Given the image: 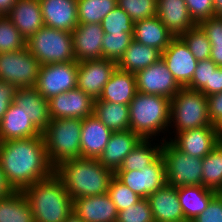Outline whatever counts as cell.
<instances>
[{
	"mask_svg": "<svg viewBox=\"0 0 222 222\" xmlns=\"http://www.w3.org/2000/svg\"><path fill=\"white\" fill-rule=\"evenodd\" d=\"M202 186L218 193L222 190V144L218 143L202 161Z\"/></svg>",
	"mask_w": 222,
	"mask_h": 222,
	"instance_id": "obj_34",
	"label": "cell"
},
{
	"mask_svg": "<svg viewBox=\"0 0 222 222\" xmlns=\"http://www.w3.org/2000/svg\"><path fill=\"white\" fill-rule=\"evenodd\" d=\"M0 166L14 191H22L55 172L43 135L0 142Z\"/></svg>",
	"mask_w": 222,
	"mask_h": 222,
	"instance_id": "obj_1",
	"label": "cell"
},
{
	"mask_svg": "<svg viewBox=\"0 0 222 222\" xmlns=\"http://www.w3.org/2000/svg\"><path fill=\"white\" fill-rule=\"evenodd\" d=\"M73 212L84 222H117L118 211L106 193L73 199Z\"/></svg>",
	"mask_w": 222,
	"mask_h": 222,
	"instance_id": "obj_19",
	"label": "cell"
},
{
	"mask_svg": "<svg viewBox=\"0 0 222 222\" xmlns=\"http://www.w3.org/2000/svg\"><path fill=\"white\" fill-rule=\"evenodd\" d=\"M191 18L196 24L214 17L213 0H185Z\"/></svg>",
	"mask_w": 222,
	"mask_h": 222,
	"instance_id": "obj_45",
	"label": "cell"
},
{
	"mask_svg": "<svg viewBox=\"0 0 222 222\" xmlns=\"http://www.w3.org/2000/svg\"><path fill=\"white\" fill-rule=\"evenodd\" d=\"M117 7V0H77L78 24L101 23Z\"/></svg>",
	"mask_w": 222,
	"mask_h": 222,
	"instance_id": "obj_35",
	"label": "cell"
},
{
	"mask_svg": "<svg viewBox=\"0 0 222 222\" xmlns=\"http://www.w3.org/2000/svg\"><path fill=\"white\" fill-rule=\"evenodd\" d=\"M162 59L181 87H186L192 80L197 66V59L180 37H174L162 52Z\"/></svg>",
	"mask_w": 222,
	"mask_h": 222,
	"instance_id": "obj_15",
	"label": "cell"
},
{
	"mask_svg": "<svg viewBox=\"0 0 222 222\" xmlns=\"http://www.w3.org/2000/svg\"><path fill=\"white\" fill-rule=\"evenodd\" d=\"M114 176L141 198H147L166 184L165 165L161 155L146 168L116 171Z\"/></svg>",
	"mask_w": 222,
	"mask_h": 222,
	"instance_id": "obj_11",
	"label": "cell"
},
{
	"mask_svg": "<svg viewBox=\"0 0 222 222\" xmlns=\"http://www.w3.org/2000/svg\"><path fill=\"white\" fill-rule=\"evenodd\" d=\"M163 139L161 156L165 165L166 184L175 188L181 186H202V158L193 157L178 150L170 141Z\"/></svg>",
	"mask_w": 222,
	"mask_h": 222,
	"instance_id": "obj_8",
	"label": "cell"
},
{
	"mask_svg": "<svg viewBox=\"0 0 222 222\" xmlns=\"http://www.w3.org/2000/svg\"><path fill=\"white\" fill-rule=\"evenodd\" d=\"M26 47L41 65L75 61L72 33L64 30L44 26L26 41Z\"/></svg>",
	"mask_w": 222,
	"mask_h": 222,
	"instance_id": "obj_7",
	"label": "cell"
},
{
	"mask_svg": "<svg viewBox=\"0 0 222 222\" xmlns=\"http://www.w3.org/2000/svg\"><path fill=\"white\" fill-rule=\"evenodd\" d=\"M107 194L115 204L118 212L125 210L142 199L115 176L110 181Z\"/></svg>",
	"mask_w": 222,
	"mask_h": 222,
	"instance_id": "obj_42",
	"label": "cell"
},
{
	"mask_svg": "<svg viewBox=\"0 0 222 222\" xmlns=\"http://www.w3.org/2000/svg\"><path fill=\"white\" fill-rule=\"evenodd\" d=\"M0 222H35L30 205L22 191L0 198Z\"/></svg>",
	"mask_w": 222,
	"mask_h": 222,
	"instance_id": "obj_33",
	"label": "cell"
},
{
	"mask_svg": "<svg viewBox=\"0 0 222 222\" xmlns=\"http://www.w3.org/2000/svg\"><path fill=\"white\" fill-rule=\"evenodd\" d=\"M137 91L171 99L182 87L161 58L149 67L135 73Z\"/></svg>",
	"mask_w": 222,
	"mask_h": 222,
	"instance_id": "obj_12",
	"label": "cell"
},
{
	"mask_svg": "<svg viewBox=\"0 0 222 222\" xmlns=\"http://www.w3.org/2000/svg\"><path fill=\"white\" fill-rule=\"evenodd\" d=\"M209 117L213 126L222 122V92L207 96Z\"/></svg>",
	"mask_w": 222,
	"mask_h": 222,
	"instance_id": "obj_47",
	"label": "cell"
},
{
	"mask_svg": "<svg viewBox=\"0 0 222 222\" xmlns=\"http://www.w3.org/2000/svg\"><path fill=\"white\" fill-rule=\"evenodd\" d=\"M117 6L134 22L157 16V0H117Z\"/></svg>",
	"mask_w": 222,
	"mask_h": 222,
	"instance_id": "obj_41",
	"label": "cell"
},
{
	"mask_svg": "<svg viewBox=\"0 0 222 222\" xmlns=\"http://www.w3.org/2000/svg\"><path fill=\"white\" fill-rule=\"evenodd\" d=\"M116 68L117 62L104 58L78 62L77 88L98 99Z\"/></svg>",
	"mask_w": 222,
	"mask_h": 222,
	"instance_id": "obj_13",
	"label": "cell"
},
{
	"mask_svg": "<svg viewBox=\"0 0 222 222\" xmlns=\"http://www.w3.org/2000/svg\"><path fill=\"white\" fill-rule=\"evenodd\" d=\"M117 222H155L148 199L142 198L136 204L119 211Z\"/></svg>",
	"mask_w": 222,
	"mask_h": 222,
	"instance_id": "obj_44",
	"label": "cell"
},
{
	"mask_svg": "<svg viewBox=\"0 0 222 222\" xmlns=\"http://www.w3.org/2000/svg\"><path fill=\"white\" fill-rule=\"evenodd\" d=\"M26 40L7 16H0V53L21 50Z\"/></svg>",
	"mask_w": 222,
	"mask_h": 222,
	"instance_id": "obj_38",
	"label": "cell"
},
{
	"mask_svg": "<svg viewBox=\"0 0 222 222\" xmlns=\"http://www.w3.org/2000/svg\"><path fill=\"white\" fill-rule=\"evenodd\" d=\"M104 34L101 23L78 24L72 31L75 61L102 58Z\"/></svg>",
	"mask_w": 222,
	"mask_h": 222,
	"instance_id": "obj_17",
	"label": "cell"
},
{
	"mask_svg": "<svg viewBox=\"0 0 222 222\" xmlns=\"http://www.w3.org/2000/svg\"><path fill=\"white\" fill-rule=\"evenodd\" d=\"M140 140L141 138L130 129L112 132L98 161L115 173Z\"/></svg>",
	"mask_w": 222,
	"mask_h": 222,
	"instance_id": "obj_22",
	"label": "cell"
},
{
	"mask_svg": "<svg viewBox=\"0 0 222 222\" xmlns=\"http://www.w3.org/2000/svg\"><path fill=\"white\" fill-rule=\"evenodd\" d=\"M14 190L8 184L5 175L0 166V198H3L13 192Z\"/></svg>",
	"mask_w": 222,
	"mask_h": 222,
	"instance_id": "obj_50",
	"label": "cell"
},
{
	"mask_svg": "<svg viewBox=\"0 0 222 222\" xmlns=\"http://www.w3.org/2000/svg\"><path fill=\"white\" fill-rule=\"evenodd\" d=\"M72 197L103 195L108 192L114 172L105 168L98 158H75L63 161L55 168Z\"/></svg>",
	"mask_w": 222,
	"mask_h": 222,
	"instance_id": "obj_2",
	"label": "cell"
},
{
	"mask_svg": "<svg viewBox=\"0 0 222 222\" xmlns=\"http://www.w3.org/2000/svg\"><path fill=\"white\" fill-rule=\"evenodd\" d=\"M153 140L154 139H141L134 149L125 157L117 171L141 170L152 164L161 155L164 141L160 139L158 144Z\"/></svg>",
	"mask_w": 222,
	"mask_h": 222,
	"instance_id": "obj_32",
	"label": "cell"
},
{
	"mask_svg": "<svg viewBox=\"0 0 222 222\" xmlns=\"http://www.w3.org/2000/svg\"><path fill=\"white\" fill-rule=\"evenodd\" d=\"M94 100L79 88L68 90L49 99L51 120L58 118H80L93 115Z\"/></svg>",
	"mask_w": 222,
	"mask_h": 222,
	"instance_id": "obj_14",
	"label": "cell"
},
{
	"mask_svg": "<svg viewBox=\"0 0 222 222\" xmlns=\"http://www.w3.org/2000/svg\"><path fill=\"white\" fill-rule=\"evenodd\" d=\"M101 27L105 34L133 33L134 21L123 9L117 6L103 18Z\"/></svg>",
	"mask_w": 222,
	"mask_h": 222,
	"instance_id": "obj_40",
	"label": "cell"
},
{
	"mask_svg": "<svg viewBox=\"0 0 222 222\" xmlns=\"http://www.w3.org/2000/svg\"><path fill=\"white\" fill-rule=\"evenodd\" d=\"M93 115L112 132L130 129L129 105L94 100Z\"/></svg>",
	"mask_w": 222,
	"mask_h": 222,
	"instance_id": "obj_31",
	"label": "cell"
},
{
	"mask_svg": "<svg viewBox=\"0 0 222 222\" xmlns=\"http://www.w3.org/2000/svg\"><path fill=\"white\" fill-rule=\"evenodd\" d=\"M147 199L155 222H185L177 188L165 184Z\"/></svg>",
	"mask_w": 222,
	"mask_h": 222,
	"instance_id": "obj_20",
	"label": "cell"
},
{
	"mask_svg": "<svg viewBox=\"0 0 222 222\" xmlns=\"http://www.w3.org/2000/svg\"><path fill=\"white\" fill-rule=\"evenodd\" d=\"M173 38L157 16L134 22L133 39L144 45L163 52Z\"/></svg>",
	"mask_w": 222,
	"mask_h": 222,
	"instance_id": "obj_28",
	"label": "cell"
},
{
	"mask_svg": "<svg viewBox=\"0 0 222 222\" xmlns=\"http://www.w3.org/2000/svg\"><path fill=\"white\" fill-rule=\"evenodd\" d=\"M39 135L42 132L30 121L24 110L12 102L0 121V142Z\"/></svg>",
	"mask_w": 222,
	"mask_h": 222,
	"instance_id": "obj_23",
	"label": "cell"
},
{
	"mask_svg": "<svg viewBox=\"0 0 222 222\" xmlns=\"http://www.w3.org/2000/svg\"><path fill=\"white\" fill-rule=\"evenodd\" d=\"M137 92L135 74L116 68L95 100L129 105Z\"/></svg>",
	"mask_w": 222,
	"mask_h": 222,
	"instance_id": "obj_27",
	"label": "cell"
},
{
	"mask_svg": "<svg viewBox=\"0 0 222 222\" xmlns=\"http://www.w3.org/2000/svg\"><path fill=\"white\" fill-rule=\"evenodd\" d=\"M35 222H64L73 211V199L54 172L22 190Z\"/></svg>",
	"mask_w": 222,
	"mask_h": 222,
	"instance_id": "obj_3",
	"label": "cell"
},
{
	"mask_svg": "<svg viewBox=\"0 0 222 222\" xmlns=\"http://www.w3.org/2000/svg\"><path fill=\"white\" fill-rule=\"evenodd\" d=\"M46 27L72 33L78 25L77 0H39Z\"/></svg>",
	"mask_w": 222,
	"mask_h": 222,
	"instance_id": "obj_18",
	"label": "cell"
},
{
	"mask_svg": "<svg viewBox=\"0 0 222 222\" xmlns=\"http://www.w3.org/2000/svg\"><path fill=\"white\" fill-rule=\"evenodd\" d=\"M222 92V67L211 69L210 95Z\"/></svg>",
	"mask_w": 222,
	"mask_h": 222,
	"instance_id": "obj_49",
	"label": "cell"
},
{
	"mask_svg": "<svg viewBox=\"0 0 222 222\" xmlns=\"http://www.w3.org/2000/svg\"><path fill=\"white\" fill-rule=\"evenodd\" d=\"M214 16L222 17V0H213Z\"/></svg>",
	"mask_w": 222,
	"mask_h": 222,
	"instance_id": "obj_52",
	"label": "cell"
},
{
	"mask_svg": "<svg viewBox=\"0 0 222 222\" xmlns=\"http://www.w3.org/2000/svg\"><path fill=\"white\" fill-rule=\"evenodd\" d=\"M41 64L27 47L0 53V80L17 88L35 87Z\"/></svg>",
	"mask_w": 222,
	"mask_h": 222,
	"instance_id": "obj_9",
	"label": "cell"
},
{
	"mask_svg": "<svg viewBox=\"0 0 222 222\" xmlns=\"http://www.w3.org/2000/svg\"><path fill=\"white\" fill-rule=\"evenodd\" d=\"M218 140L222 144V122L217 126Z\"/></svg>",
	"mask_w": 222,
	"mask_h": 222,
	"instance_id": "obj_54",
	"label": "cell"
},
{
	"mask_svg": "<svg viewBox=\"0 0 222 222\" xmlns=\"http://www.w3.org/2000/svg\"><path fill=\"white\" fill-rule=\"evenodd\" d=\"M17 0H0V16L8 15Z\"/></svg>",
	"mask_w": 222,
	"mask_h": 222,
	"instance_id": "obj_51",
	"label": "cell"
},
{
	"mask_svg": "<svg viewBox=\"0 0 222 222\" xmlns=\"http://www.w3.org/2000/svg\"><path fill=\"white\" fill-rule=\"evenodd\" d=\"M174 135L168 139L178 150L202 159L219 143L217 127H200Z\"/></svg>",
	"mask_w": 222,
	"mask_h": 222,
	"instance_id": "obj_16",
	"label": "cell"
},
{
	"mask_svg": "<svg viewBox=\"0 0 222 222\" xmlns=\"http://www.w3.org/2000/svg\"><path fill=\"white\" fill-rule=\"evenodd\" d=\"M78 62L41 65L35 89L47 100L77 88Z\"/></svg>",
	"mask_w": 222,
	"mask_h": 222,
	"instance_id": "obj_10",
	"label": "cell"
},
{
	"mask_svg": "<svg viewBox=\"0 0 222 222\" xmlns=\"http://www.w3.org/2000/svg\"><path fill=\"white\" fill-rule=\"evenodd\" d=\"M218 66L209 58L198 61L191 82L186 88L201 91L206 97L210 95L211 69Z\"/></svg>",
	"mask_w": 222,
	"mask_h": 222,
	"instance_id": "obj_43",
	"label": "cell"
},
{
	"mask_svg": "<svg viewBox=\"0 0 222 222\" xmlns=\"http://www.w3.org/2000/svg\"><path fill=\"white\" fill-rule=\"evenodd\" d=\"M157 17L173 37H180L197 25L190 16L185 0H157Z\"/></svg>",
	"mask_w": 222,
	"mask_h": 222,
	"instance_id": "obj_21",
	"label": "cell"
},
{
	"mask_svg": "<svg viewBox=\"0 0 222 222\" xmlns=\"http://www.w3.org/2000/svg\"><path fill=\"white\" fill-rule=\"evenodd\" d=\"M191 222H222V195L218 193L210 201L204 212Z\"/></svg>",
	"mask_w": 222,
	"mask_h": 222,
	"instance_id": "obj_46",
	"label": "cell"
},
{
	"mask_svg": "<svg viewBox=\"0 0 222 222\" xmlns=\"http://www.w3.org/2000/svg\"><path fill=\"white\" fill-rule=\"evenodd\" d=\"M17 87L0 80V121L7 112L10 104L13 102Z\"/></svg>",
	"mask_w": 222,
	"mask_h": 222,
	"instance_id": "obj_48",
	"label": "cell"
},
{
	"mask_svg": "<svg viewBox=\"0 0 222 222\" xmlns=\"http://www.w3.org/2000/svg\"><path fill=\"white\" fill-rule=\"evenodd\" d=\"M162 58V51L132 40L123 56L117 62V68L136 73L139 70L149 67L152 63Z\"/></svg>",
	"mask_w": 222,
	"mask_h": 222,
	"instance_id": "obj_30",
	"label": "cell"
},
{
	"mask_svg": "<svg viewBox=\"0 0 222 222\" xmlns=\"http://www.w3.org/2000/svg\"><path fill=\"white\" fill-rule=\"evenodd\" d=\"M180 38L188 46L197 61L210 58L212 45L206 33L198 24L182 34Z\"/></svg>",
	"mask_w": 222,
	"mask_h": 222,
	"instance_id": "obj_36",
	"label": "cell"
},
{
	"mask_svg": "<svg viewBox=\"0 0 222 222\" xmlns=\"http://www.w3.org/2000/svg\"><path fill=\"white\" fill-rule=\"evenodd\" d=\"M64 222H84L81 218H79L73 211L72 213L66 218Z\"/></svg>",
	"mask_w": 222,
	"mask_h": 222,
	"instance_id": "obj_53",
	"label": "cell"
},
{
	"mask_svg": "<svg viewBox=\"0 0 222 222\" xmlns=\"http://www.w3.org/2000/svg\"><path fill=\"white\" fill-rule=\"evenodd\" d=\"M169 127L174 128L175 134L200 127H216L209 117L207 97L201 91L182 87L170 100Z\"/></svg>",
	"mask_w": 222,
	"mask_h": 222,
	"instance_id": "obj_6",
	"label": "cell"
},
{
	"mask_svg": "<svg viewBox=\"0 0 222 222\" xmlns=\"http://www.w3.org/2000/svg\"><path fill=\"white\" fill-rule=\"evenodd\" d=\"M7 16L26 41L45 26L39 0H17Z\"/></svg>",
	"mask_w": 222,
	"mask_h": 222,
	"instance_id": "obj_26",
	"label": "cell"
},
{
	"mask_svg": "<svg viewBox=\"0 0 222 222\" xmlns=\"http://www.w3.org/2000/svg\"><path fill=\"white\" fill-rule=\"evenodd\" d=\"M177 194L185 222L194 220L203 213L210 201L218 192L204 186H181L177 188Z\"/></svg>",
	"mask_w": 222,
	"mask_h": 222,
	"instance_id": "obj_29",
	"label": "cell"
},
{
	"mask_svg": "<svg viewBox=\"0 0 222 222\" xmlns=\"http://www.w3.org/2000/svg\"><path fill=\"white\" fill-rule=\"evenodd\" d=\"M133 40V33L104 34L102 58L118 62Z\"/></svg>",
	"mask_w": 222,
	"mask_h": 222,
	"instance_id": "obj_39",
	"label": "cell"
},
{
	"mask_svg": "<svg viewBox=\"0 0 222 222\" xmlns=\"http://www.w3.org/2000/svg\"><path fill=\"white\" fill-rule=\"evenodd\" d=\"M81 127L80 118L53 119L42 132L48 159L56 168L63 161L81 157Z\"/></svg>",
	"mask_w": 222,
	"mask_h": 222,
	"instance_id": "obj_5",
	"label": "cell"
},
{
	"mask_svg": "<svg viewBox=\"0 0 222 222\" xmlns=\"http://www.w3.org/2000/svg\"><path fill=\"white\" fill-rule=\"evenodd\" d=\"M170 100L137 92L129 104L130 130L141 139H155L161 132L165 135L170 130Z\"/></svg>",
	"mask_w": 222,
	"mask_h": 222,
	"instance_id": "obj_4",
	"label": "cell"
},
{
	"mask_svg": "<svg viewBox=\"0 0 222 222\" xmlns=\"http://www.w3.org/2000/svg\"><path fill=\"white\" fill-rule=\"evenodd\" d=\"M206 33L212 48L210 59L222 67V17H212L201 21L198 24Z\"/></svg>",
	"mask_w": 222,
	"mask_h": 222,
	"instance_id": "obj_37",
	"label": "cell"
},
{
	"mask_svg": "<svg viewBox=\"0 0 222 222\" xmlns=\"http://www.w3.org/2000/svg\"><path fill=\"white\" fill-rule=\"evenodd\" d=\"M112 131L96 116L91 115L82 119L81 127V157L99 158L107 145Z\"/></svg>",
	"mask_w": 222,
	"mask_h": 222,
	"instance_id": "obj_25",
	"label": "cell"
},
{
	"mask_svg": "<svg viewBox=\"0 0 222 222\" xmlns=\"http://www.w3.org/2000/svg\"><path fill=\"white\" fill-rule=\"evenodd\" d=\"M13 102L24 110L30 121L43 132L51 122L49 101L34 87L17 88Z\"/></svg>",
	"mask_w": 222,
	"mask_h": 222,
	"instance_id": "obj_24",
	"label": "cell"
}]
</instances>
